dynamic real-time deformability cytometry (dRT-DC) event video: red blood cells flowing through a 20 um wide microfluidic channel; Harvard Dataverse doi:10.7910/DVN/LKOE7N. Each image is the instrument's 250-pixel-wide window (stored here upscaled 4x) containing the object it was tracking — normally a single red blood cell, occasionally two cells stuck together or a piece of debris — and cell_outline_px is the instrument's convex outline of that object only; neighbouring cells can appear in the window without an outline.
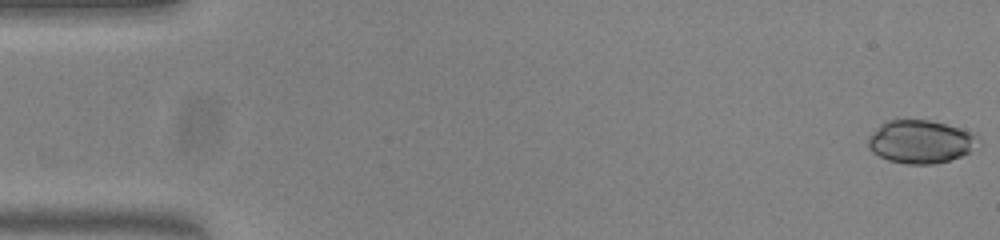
{"species": "common noctule bat (a hibernating species)", "species_latin": "Nyctalus noctula", "temperature_condition": "warm", "stored_images_in_passage": 53, "camera_frame_rate_fps": 3000, "um_per_image_px": 0.085, "animal": {"sex": "female", "body_mass_g": 23.0, "forearm_length_mm": 53.4}, "frame": {"image": 1, "passage_image": 1, "time_ms": 0.0, "image_size_px": [1000, 240], "cell_outline_px": [[980, 144], [968, 152], [960, 156], [936, 164], [908, 164], [888, 160], [872, 152], [868, 148], [868, 136], [880, 124], [888, 120], [928, 120], [944, 124], [980, 136]], "centroid_in_image_um": [78.22, 12.05], "position_along_channel_um": 6.8, "area_um2": 27.51}}
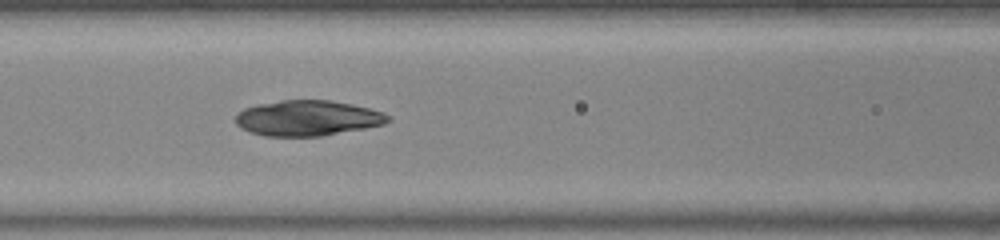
{"frame": {"image": 2, "passage_image": 23, "time_ms": 7.333, "image_size_px": [1000, 240], "cell_outline_px": [[392, 120], [384, 124], [364, 128], [320, 136], [264, 136], [240, 128], [236, 124], [236, 116], [244, 108], [260, 104], [280, 100], [328, 100], [352, 104], [384, 112]], "centroid_in_image_um": [26.15, 10.04], "position_along_channel_um": 140.5, "area_um2": 31.27}}
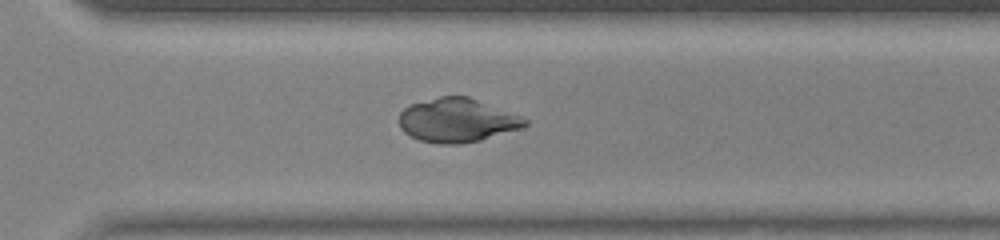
{"frame": {"image": 3, "passage_image": 38, "time_ms": 12.333, "image_size_px": [1000, 240], "cell_outline_px": [[528, 124], [520, 128], [480, 140], [460, 144], [440, 144], [420, 140], [404, 132], [400, 128], [400, 112], [408, 104], [440, 96], [468, 96], [520, 116], [528, 120]], "centroid_in_image_um": [38.82, 10.22], "position_along_channel_um": 331.8, "area_um2": 31.91}}